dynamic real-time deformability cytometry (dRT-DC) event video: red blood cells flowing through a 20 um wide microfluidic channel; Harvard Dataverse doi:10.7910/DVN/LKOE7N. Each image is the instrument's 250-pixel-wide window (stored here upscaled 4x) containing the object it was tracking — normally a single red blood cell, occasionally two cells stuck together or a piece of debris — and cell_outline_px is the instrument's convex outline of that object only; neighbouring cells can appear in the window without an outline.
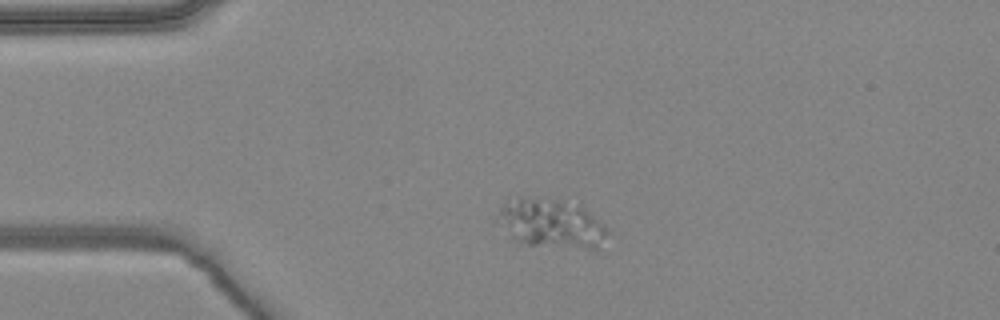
{"species": "common noctule bat (a hibernating species)", "species_latin": "Nyctalus noctula", "temperature_condition": "warm", "stored_images_in_passage": 2, "camera_frame_rate_fps": 3000, "um_per_image_px": 0.085, "animal": {"sex": "female", "body_mass_g": 24.6, "forearm_length_mm": 56.2}, "frame": {"image": 1, "passage_image": 1, "time_ms": 0.0, "image_size_px": [1000, 320], "cell_outline_px": [[608, 232], [600, 252], [528, 244], [508, 240], [492, 220], [504, 200], [520, 196], [524, 196], [564, 200], [580, 204], [604, 224]], "centroid_in_image_um": [46.77, 19.02], "position_along_channel_um": 38.2, "area_um2": 33.52}}